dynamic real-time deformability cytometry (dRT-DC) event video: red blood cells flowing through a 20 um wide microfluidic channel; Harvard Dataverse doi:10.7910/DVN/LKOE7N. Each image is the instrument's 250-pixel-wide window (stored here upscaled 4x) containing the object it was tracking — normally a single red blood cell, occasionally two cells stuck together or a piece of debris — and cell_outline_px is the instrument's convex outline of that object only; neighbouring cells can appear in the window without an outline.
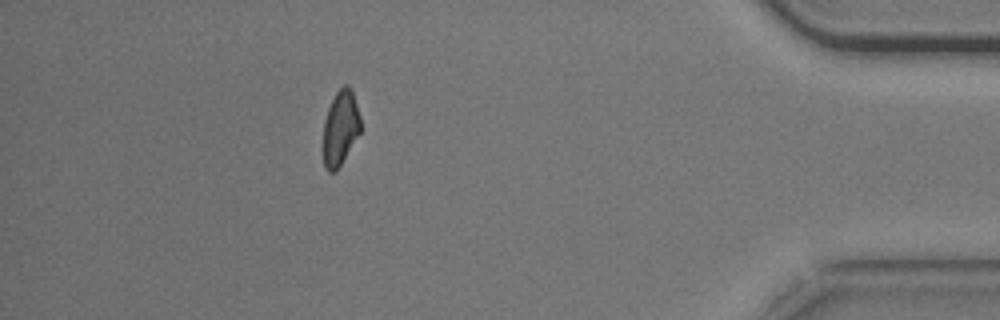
{"species": "common noctule bat (a hibernating species)", "species_latin": "Nyctalus noctula", "temperature_condition": "cold", "stored_images_in_passage": 15, "camera_frame_rate_fps": 3000, "um_per_image_px": 0.085, "animal": {"sex": "male", "body_mass_g": 20.5, "forearm_length_mm": 52.5}, "frame": {"image": 1, "passage_image": 15, "time_ms": 4.667, "image_size_px": [1000, 320], "cell_outline_px": [[360, 132], [336, 172], [328, 172], [324, 168], [324, 120], [328, 108], [336, 92], [344, 84], [348, 84], [352, 88], [360, 116]], "centroid_in_image_um": [28.94, 10.86], "position_along_channel_um": 406.3, "area_um2": 16.24}}